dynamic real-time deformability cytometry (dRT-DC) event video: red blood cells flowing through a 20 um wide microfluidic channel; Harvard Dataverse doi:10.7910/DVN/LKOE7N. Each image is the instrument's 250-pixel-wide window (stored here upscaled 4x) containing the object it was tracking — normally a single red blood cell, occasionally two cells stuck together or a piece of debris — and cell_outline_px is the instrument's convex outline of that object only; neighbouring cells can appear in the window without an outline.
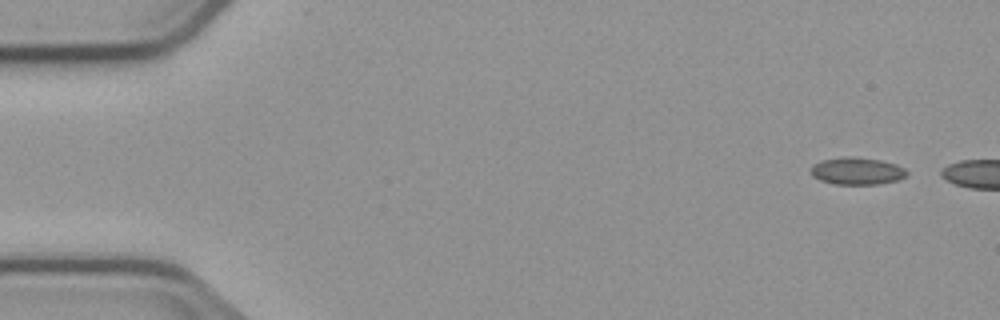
{"species": "common noctule bat (a hibernating species)", "species_latin": "Nyctalus noctula", "temperature_condition": "cold", "stored_images_in_passage": 10, "camera_frame_rate_fps": 3000, "um_per_image_px": 0.085, "animal": {"sex": "male", "body_mass_g": 23.1, "forearm_length_mm": 52.7}, "frame": {"image": 1, "passage_image": 1, "time_ms": 0.0, "image_size_px": [1000, 320], "cell_outline_px": [[908, 176], [900, 180], [880, 184], [836, 184], [820, 180], [812, 176], [812, 164], [820, 160], [844, 156], [852, 156], [880, 160], [896, 164], [904, 168], [908, 172]], "centroid_in_image_um": [72.87, 14.53], "position_along_channel_um": 12.1, "area_um2": 15.43}}
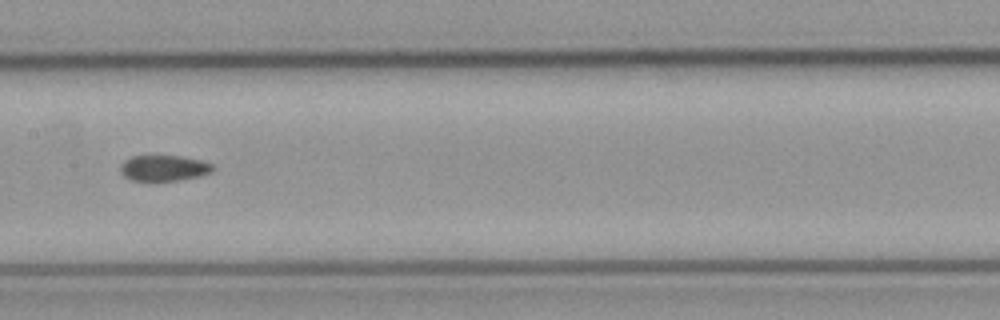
{"frame": {"image": 2, "passage_image": 7, "time_ms": 8.0, "image_size_px": [1000, 320], "cell_outline_px": [[216, 168], [212, 172], [200, 176], [176, 180], [132, 180], [124, 176], [120, 172], [120, 164], [124, 160], [132, 156], [180, 156], [200, 160], [212, 164]], "centroid_in_image_um": [13.93, 14.28], "position_along_channel_um": 193.5, "area_um2": 13.81}}
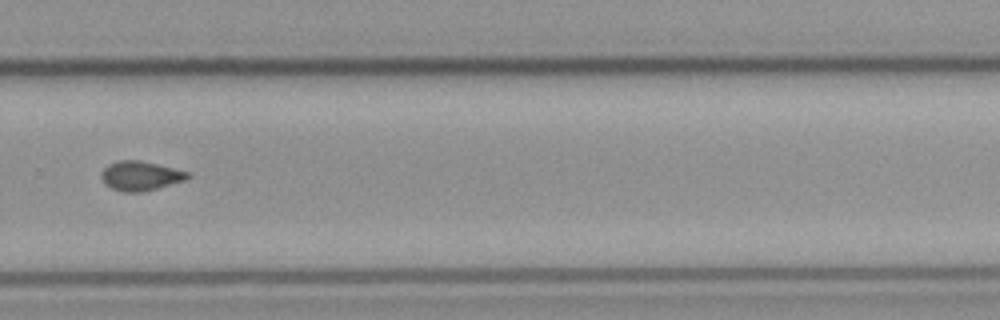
{"frame": {"image": 3, "passage_image": 10, "time_ms": 11.333, "image_size_px": [1000, 320], "cell_outline_px": [[192, 176], [184, 180], [144, 192], [120, 192], [104, 184], [100, 176], [104, 168], [108, 164], [120, 160], [140, 160], [192, 172]], "centroid_in_image_um": [11.95, 14.95], "position_along_channel_um": 317.9, "area_um2": 14.97}}